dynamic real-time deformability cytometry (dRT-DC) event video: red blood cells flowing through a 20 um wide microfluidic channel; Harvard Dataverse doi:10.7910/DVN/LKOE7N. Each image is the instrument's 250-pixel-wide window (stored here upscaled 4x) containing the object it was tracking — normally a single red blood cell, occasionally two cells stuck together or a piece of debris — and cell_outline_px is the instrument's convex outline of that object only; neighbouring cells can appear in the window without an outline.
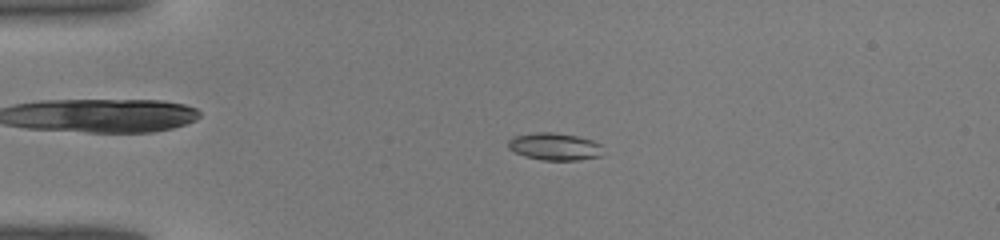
{"species": "common noctule bat (a hibernating species)", "species_latin": "Nyctalus noctula", "temperature_condition": "warm", "stored_images_in_passage": 43, "camera_frame_rate_fps": 3000, "um_per_image_px": 0.085, "animal": {"sex": "male", "body_mass_g": 19.0, "forearm_length_mm": 50.8}, "frame": {"image": 1, "passage_image": 10, "time_ms": 3.0, "image_size_px": [1000, 240], "cell_outline_px": [[600, 156], [576, 160], [544, 160], [524, 156], [508, 148], [508, 140], [512, 136], [536, 132], [552, 132], [576, 136], [592, 140], [600, 144]], "centroid_in_image_um": [47.08, 12.45], "position_along_channel_um": 37.9, "area_um2": 14.91}}
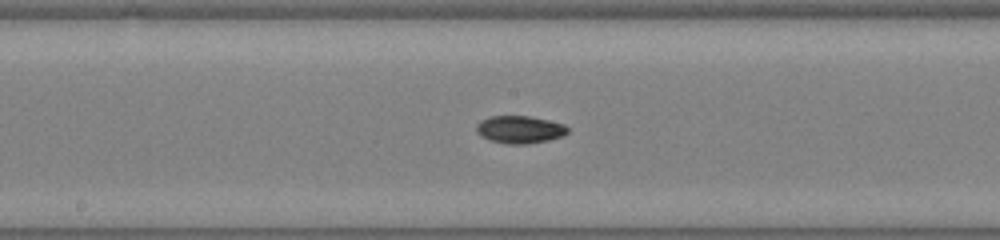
{"frame": {"image": 2, "passage_image": 23, "time_ms": 7.333, "image_size_px": [1000, 240], "cell_outline_px": [[568, 132], [564, 136], [548, 140], [528, 144], [504, 144], [492, 140], [476, 132], [476, 124], [480, 120], [488, 116], [528, 116], [548, 120], [564, 124], [568, 128]], "centroid_in_image_um": [44.18, 11.0], "position_along_channel_um": 204.0, "area_um2": 14.68}}
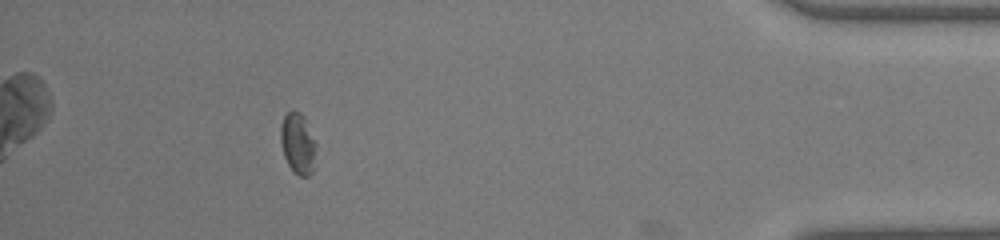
{"frame": {"image": 3, "passage_image": 39, "time_ms": 12.667, "image_size_px": [1000, 240], "cell_outline_px": [[316, 144], [312, 172], [308, 176], [300, 176], [288, 164], [284, 156], [280, 144], [280, 128], [284, 116], [292, 108], [300, 112], [304, 116], [316, 140]], "centroid_in_image_um": [25.31, 12.13], "position_along_channel_um": 409.9, "area_um2": 12.72}}